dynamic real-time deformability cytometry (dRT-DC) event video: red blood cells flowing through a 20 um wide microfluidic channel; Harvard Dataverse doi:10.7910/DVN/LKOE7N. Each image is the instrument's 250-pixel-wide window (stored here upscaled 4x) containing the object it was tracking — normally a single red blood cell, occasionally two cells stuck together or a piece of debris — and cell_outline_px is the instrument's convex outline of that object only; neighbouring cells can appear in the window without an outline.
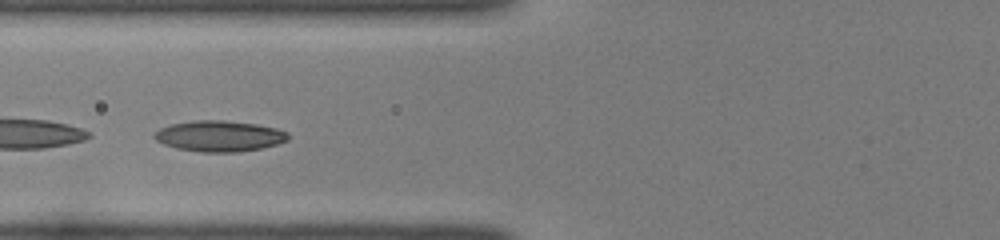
{"species": "common noctule bat (a hibernating species)", "species_latin": "Nyctalus noctula", "temperature_condition": "room temperature", "stored_images_in_passage": 35, "camera_frame_rate_fps": 3000, "um_per_image_px": 0.085, "animal": {"sex": "female", "body_mass_g": 22.0, "forearm_length_mm": 56.7}, "frame": {"image": 1, "passage_image": 8, "time_ms": 2.333, "image_size_px": [1000, 240], "cell_outline_px": [[288, 140], [276, 144], [260, 148], [236, 152], [204, 152], [176, 148], [164, 144], [156, 140], [152, 136], [160, 128], [172, 124], [192, 120], [224, 120], [256, 124], [276, 128], [288, 132]], "centroid_in_image_um": [18.63, 11.56], "position_along_channel_um": 107.2, "area_um2": 23.93}}
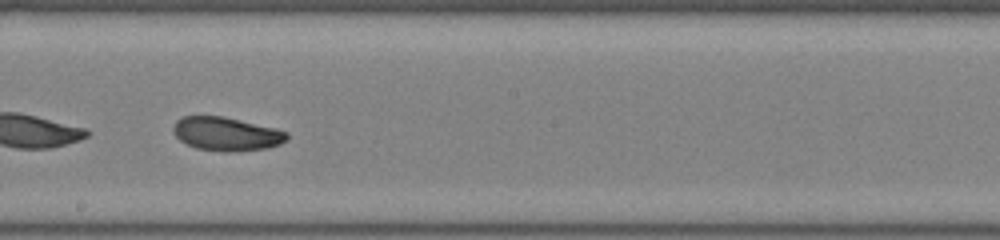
{"frame": {"image": 2, "passage_image": 17, "time_ms": 5.333, "image_size_px": [1000, 240], "cell_outline_px": [[288, 140], [280, 144], [268, 148], [232, 152], [224, 152], [196, 148], [180, 140], [172, 132], [172, 128], [176, 120], [184, 116], [224, 116], [276, 128], [288, 132]], "centroid_in_image_um": [19.26, 11.38], "position_along_channel_um": 228.9, "area_um2": 22.48}}
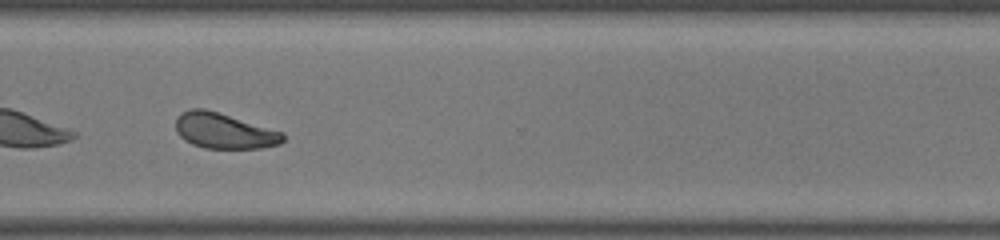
{"frame": {"image": 3, "passage_image": 26, "time_ms": 8.333, "image_size_px": [1000, 240], "cell_outline_px": [[284, 140], [280, 144], [260, 148], [204, 148], [192, 144], [184, 140], [176, 132], [176, 116], [188, 108], [204, 108], [284, 132]], "centroid_in_image_um": [19.02, 11.12], "position_along_channel_um": 351.6, "area_um2": 22.25}, "authors_computed_cell_mechanics": {"area_um2": 22.4842, "velocity_mm_per_s": 4.0712, "shape_relaxation_time_tau1_ms": 2.8368, "shape_relaxation_time_tau2_ms": 3.2609, "deformation_change_tau1": 0.0962, "deformation_change_tau2": 0.0923}}